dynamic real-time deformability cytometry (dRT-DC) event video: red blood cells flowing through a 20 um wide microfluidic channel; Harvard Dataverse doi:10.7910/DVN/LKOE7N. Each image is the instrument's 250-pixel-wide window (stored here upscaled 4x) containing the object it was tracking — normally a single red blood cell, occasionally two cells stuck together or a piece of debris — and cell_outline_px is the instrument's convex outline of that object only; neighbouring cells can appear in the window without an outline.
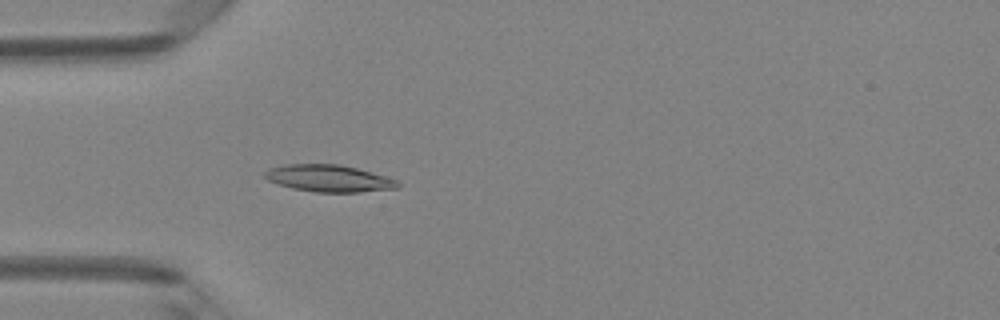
{"species": "Egyptian fruit bat (a non-hibernating species)", "species_latin": "Rousettus aegyptiacus", "temperature_condition": "room temperature", "stored_images_in_passage": 33, "camera_frame_rate_fps": 3000, "um_per_image_px": 0.085, "animal": {"sex": "female"}, "frame": {"image": 1, "passage_image": 15, "time_ms": 4.667, "image_size_px": [1000, 320], "cell_outline_px": [[400, 188], [360, 192], [316, 192], [292, 188], [268, 180], [264, 176], [264, 172], [268, 168], [284, 164], [340, 164], [356, 168], [396, 180], [400, 184]], "centroid_in_image_um": [27.93, 15.16], "position_along_channel_um": 57.1, "area_um2": 20.75}}
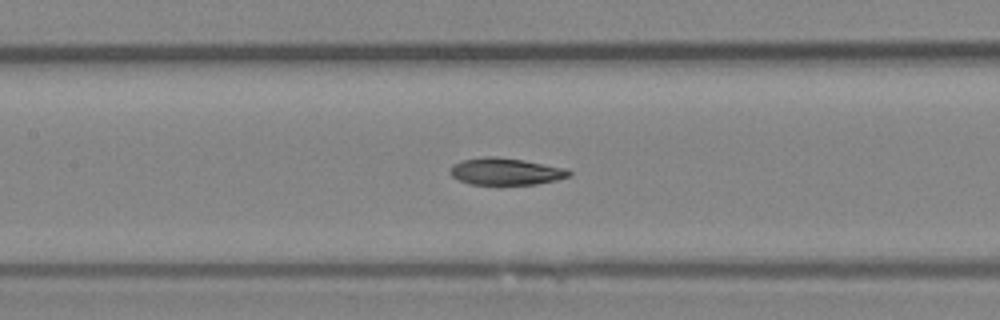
{"frame": {"image": 2, "passage_image": 23, "time_ms": 7.333, "image_size_px": [1000, 320], "cell_outline_px": [[572, 176], [556, 180], [536, 184], [468, 184], [452, 176], [448, 172], [452, 164], [460, 160], [484, 156], [496, 156], [524, 160], [568, 168], [572, 172]], "centroid_in_image_um": [42.99, 14.56], "position_along_channel_um": 164.4, "area_um2": 18.96}}
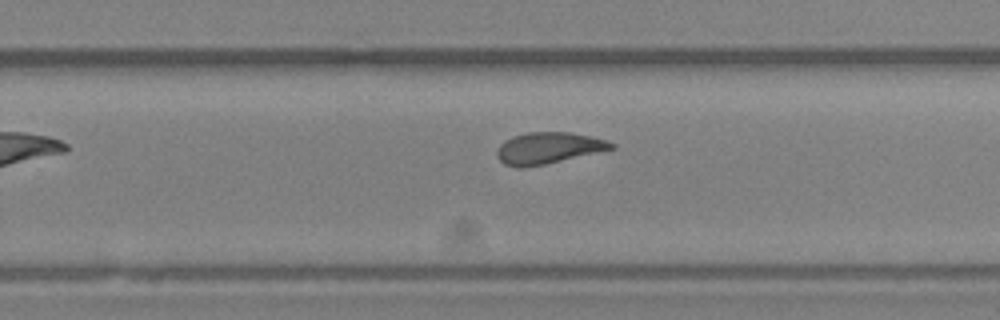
{"frame": {"image": 3, "passage_image": 33, "time_ms": 10.667, "image_size_px": [1000, 320], "cell_outline_px": [[616, 148], [544, 164], [524, 168], [516, 168], [504, 164], [496, 156], [496, 152], [500, 144], [504, 140], [512, 136], [528, 132], [572, 132], [592, 136], [616, 144]], "centroid_in_image_um": [46.58, 12.58], "position_along_channel_um": 283.2, "area_um2": 21.04}}